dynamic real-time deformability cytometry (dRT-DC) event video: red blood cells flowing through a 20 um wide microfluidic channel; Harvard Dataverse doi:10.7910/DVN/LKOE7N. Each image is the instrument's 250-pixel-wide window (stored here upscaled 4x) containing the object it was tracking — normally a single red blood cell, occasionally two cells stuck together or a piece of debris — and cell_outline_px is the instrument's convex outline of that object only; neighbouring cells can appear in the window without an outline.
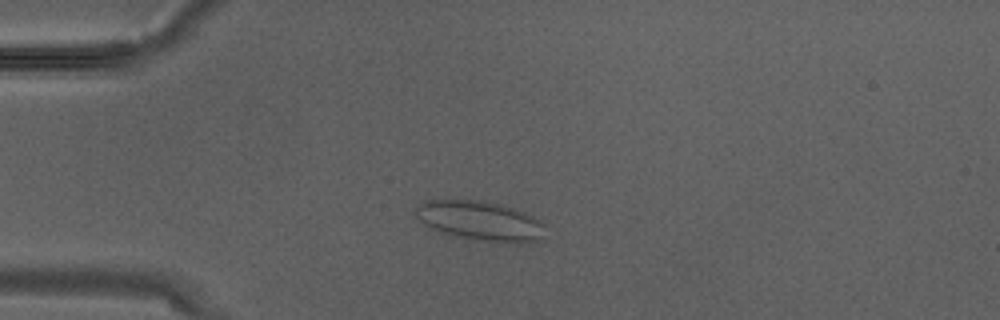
{"species": "Egyptian fruit bat (a non-hibernating species)", "species_latin": "Rousettus aegyptiacus", "temperature_condition": "warm", "stored_images_in_passage": 2, "camera_frame_rate_fps": 3000, "um_per_image_px": 0.085, "animal": {"sex": "male"}, "frame": {"image": 1, "passage_image": 2, "time_ms": 0.333, "image_size_px": [1000, 320], "cell_outline_px": [[544, 224], [540, 240], [524, 244], [516, 244], [484, 240], [444, 232], [432, 228], [424, 224], [416, 216], [416, 208], [424, 200], [480, 200], [500, 204], [524, 212], [540, 220]], "centroid_in_image_um": [40.86, 18.76], "position_along_channel_um": 44.1, "area_um2": 29.3}}